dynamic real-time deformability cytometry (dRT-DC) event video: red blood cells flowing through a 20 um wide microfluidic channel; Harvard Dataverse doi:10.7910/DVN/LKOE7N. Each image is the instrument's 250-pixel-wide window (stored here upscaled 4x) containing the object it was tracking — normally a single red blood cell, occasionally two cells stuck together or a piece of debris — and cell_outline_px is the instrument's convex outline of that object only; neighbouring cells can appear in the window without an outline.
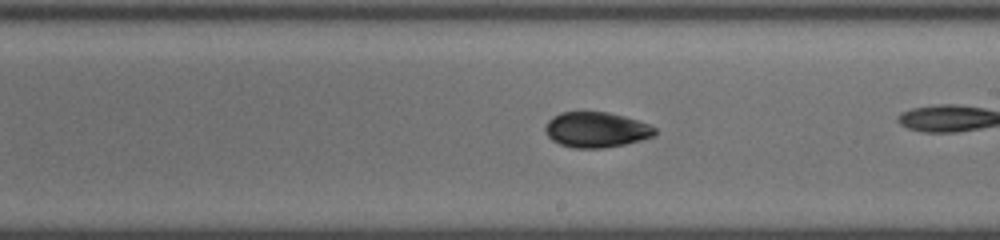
{"species": "common noctule bat (a hibernating species)", "species_latin": "Nyctalus noctula", "temperature_condition": "cold", "stored_images_in_passage": 20, "camera_frame_rate_fps": 3000, "um_per_image_px": 0.085, "animal": {"sex": "female", "body_mass_g": 19.5, "forearm_length_mm": 54.1}, "frame": {"image": 1, "passage_image": 9, "time_ms": 2.667, "image_size_px": [1000, 240], "cell_outline_px": [[656, 132], [652, 136], [640, 140], [624, 144], [604, 148], [572, 148], [560, 144], [552, 140], [544, 132], [544, 128], [548, 120], [552, 116], [560, 112], [608, 112], [624, 116], [648, 124], [656, 128]], "centroid_in_image_um": [50.63, 11.02], "position_along_channel_um": 238.4, "area_um2": 22.6}}
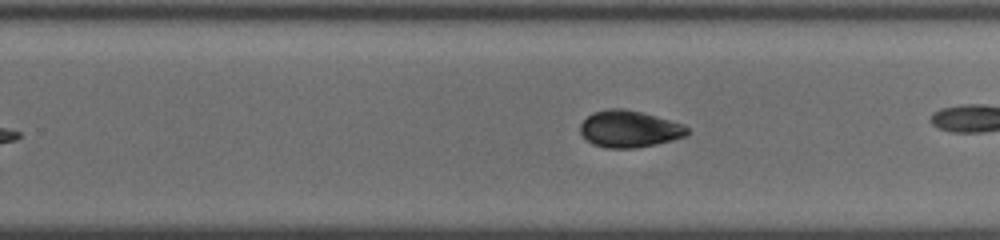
{"frame": {"image": 2, "passage_image": 12, "time_ms": 3.667, "image_size_px": [1000, 240], "cell_outline_px": [[688, 132], [684, 136], [672, 140], [656, 144], [636, 148], [604, 148], [592, 144], [580, 132], [580, 124], [592, 112], [608, 108], [624, 108], [656, 116], [684, 124], [688, 128]], "centroid_in_image_um": [53.47, 10.96], "position_along_channel_um": 276.3, "area_um2": 22.95}}